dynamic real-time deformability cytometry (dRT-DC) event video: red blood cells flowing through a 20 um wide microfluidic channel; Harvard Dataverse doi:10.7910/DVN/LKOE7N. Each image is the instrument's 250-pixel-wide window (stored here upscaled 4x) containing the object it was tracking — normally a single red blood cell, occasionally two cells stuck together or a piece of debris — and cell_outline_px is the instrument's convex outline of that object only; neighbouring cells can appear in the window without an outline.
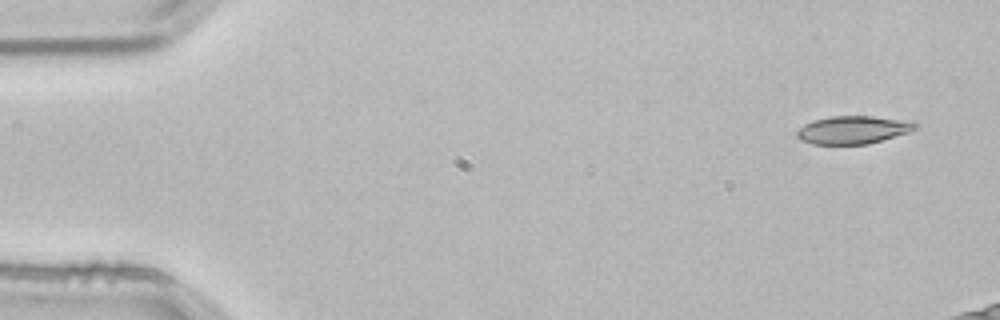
{"species": "common noctule bat (a hibernating species)", "species_latin": "Nyctalus noctula", "temperature_condition": "room temperature", "stored_images_in_passage": 3, "camera_frame_rate_fps": 3000, "um_per_image_px": 0.085, "animal": {"sex": "male", "body_mass_g": 21.5, "forearm_length_mm": 52.0}, "frame": {"image": 1, "passage_image": 1, "time_ms": 0.0, "image_size_px": [1000, 320], "cell_outline_px": [[920, 128], [908, 132], [868, 144], [812, 144], [800, 140], [796, 136], [796, 132], [804, 124], [812, 120], [832, 116], [872, 116], [920, 124]], "centroid_in_image_um": [72.46, 11.04], "position_along_channel_um": 12.5, "area_um2": 19.07}}